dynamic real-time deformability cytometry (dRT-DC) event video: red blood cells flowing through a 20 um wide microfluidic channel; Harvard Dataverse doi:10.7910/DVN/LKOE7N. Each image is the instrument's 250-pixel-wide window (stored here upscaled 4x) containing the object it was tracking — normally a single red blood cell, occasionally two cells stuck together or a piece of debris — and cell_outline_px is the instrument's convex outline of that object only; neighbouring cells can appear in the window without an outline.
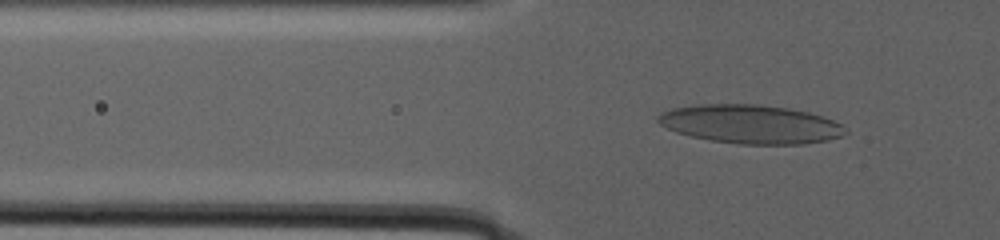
{"species": "human", "species_latin": "Homo sapiens", "temperature_condition": "warm", "stored_images_in_passage": 145, "camera_frame_rate_fps": 3000, "um_per_image_px": 0.085, "donor": {"sex": "male"}, "frame": {"image": 1, "passage_image": 2, "time_ms": 0.333, "image_size_px": [1000, 240], "cell_outline_px": [[848, 132], [840, 136], [828, 140], [804, 144], [740, 144], [712, 140], [692, 136], [676, 132], [660, 124], [656, 120], [656, 116], [660, 112], [672, 108], [704, 104], [760, 104], [788, 108], [808, 112], [824, 116], [840, 124]], "centroid_in_image_um": [63.79, 10.55], "position_along_channel_um": 62.0, "area_um2": 42.19}}
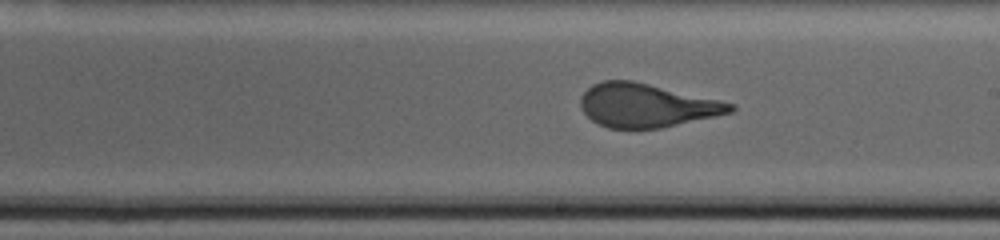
{"frame": {"image": 2, "passage_image": 74, "time_ms": 9.667, "image_size_px": [1000, 240], "cell_outline_px": [[736, 108], [732, 112], [716, 116], [660, 128], [608, 128], [592, 120], [580, 108], [580, 96], [592, 84], [604, 80], [632, 80], [720, 100], [736, 104]], "centroid_in_image_um": [54.95, 8.95], "position_along_channel_um": 234.1, "area_um2": 37.92}}
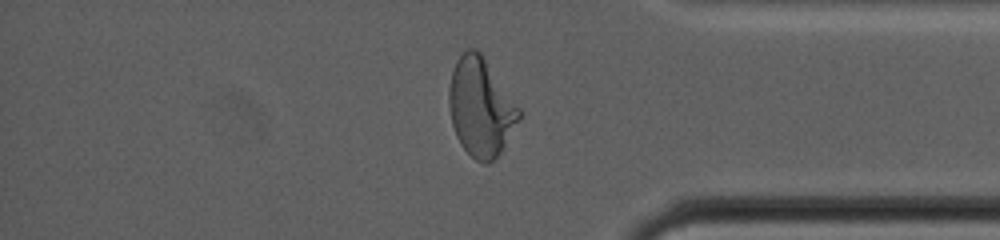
{"frame": {"image": 3, "passage_image": 116, "time_ms": 18.0, "image_size_px": [1000, 240], "cell_outline_px": [[520, 116], [500, 152], [488, 164], [484, 164], [476, 160], [460, 144], [456, 136], [452, 124], [448, 104], [448, 88], [452, 72], [456, 60], [468, 48], [476, 48], [480, 52], [520, 108]], "centroid_in_image_um": [40.82, 9.1], "position_along_channel_um": 394.4, "area_um2": 39.59}}